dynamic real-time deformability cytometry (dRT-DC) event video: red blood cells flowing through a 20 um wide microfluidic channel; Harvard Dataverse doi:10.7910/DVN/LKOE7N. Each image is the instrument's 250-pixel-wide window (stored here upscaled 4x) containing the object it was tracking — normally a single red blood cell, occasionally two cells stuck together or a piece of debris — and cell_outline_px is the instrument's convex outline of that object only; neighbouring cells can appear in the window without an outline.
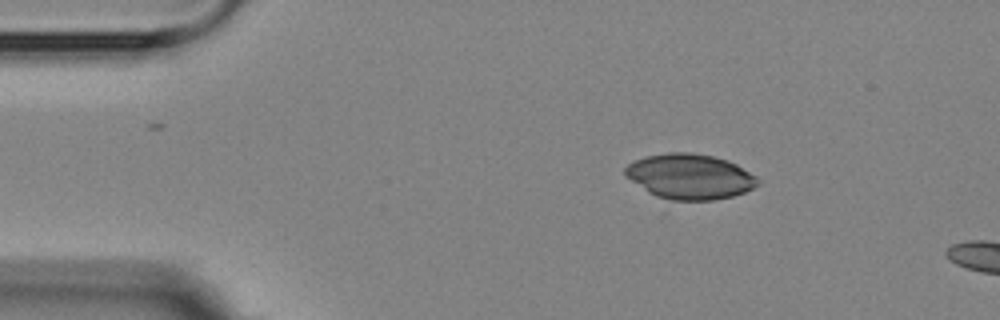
{"species": "Egyptian fruit bat (a non-hibernating species)", "species_latin": "Rousettus aegyptiacus", "temperature_condition": "room temperature", "stored_images_in_passage": 6, "camera_frame_rate_fps": 3000, "um_per_image_px": 0.085, "animal": {"sex": "female"}, "frame": {"image": 1, "passage_image": 4, "time_ms": 3.333, "image_size_px": [1000, 320], "cell_outline_px": [[760, 184], [744, 192], [732, 196], [712, 200], [672, 200], [656, 196], [648, 192], [624, 176], [624, 168], [628, 164], [636, 160], [648, 156], [668, 152], [692, 152], [712, 156], [728, 160], [736, 164], [756, 176], [760, 180]], "centroid_in_image_um": [58.63, 15.0], "position_along_channel_um": 26.4, "area_um2": 34.91}}